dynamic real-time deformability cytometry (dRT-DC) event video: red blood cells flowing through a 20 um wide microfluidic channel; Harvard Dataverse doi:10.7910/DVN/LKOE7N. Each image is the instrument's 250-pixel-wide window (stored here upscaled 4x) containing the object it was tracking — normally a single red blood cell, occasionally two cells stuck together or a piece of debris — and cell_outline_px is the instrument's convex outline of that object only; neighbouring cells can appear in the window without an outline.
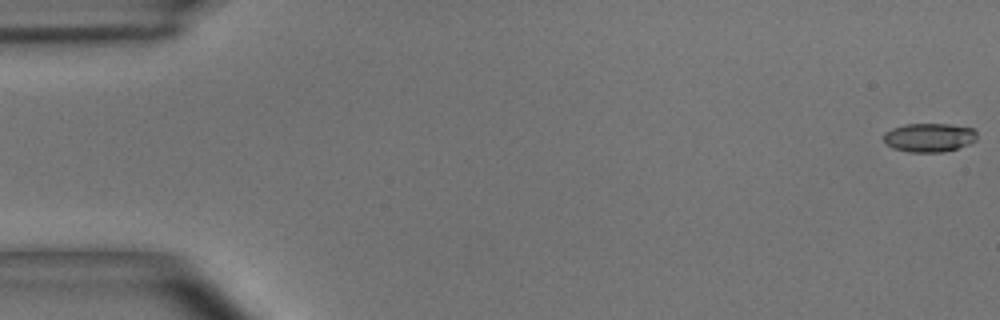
{"species": "common noctule bat (a hibernating species)", "species_latin": "Nyctalus noctula", "temperature_condition": "room temperature", "stored_images_in_passage": 48, "camera_frame_rate_fps": 3000, "um_per_image_px": 0.085, "animal": {"sex": "male", "body_mass_g": 15.6}, "frame": {"image": 1, "passage_image": 1, "time_ms": 0.0, "image_size_px": [1000, 320], "cell_outline_px": [[976, 140], [968, 144], [944, 152], [908, 152], [892, 148], [884, 140], [884, 132], [892, 128], [904, 124], [948, 124], [972, 128], [976, 132]], "centroid_in_image_um": [78.96, 11.69], "position_along_channel_um": 6.0, "area_um2": 15.61}}
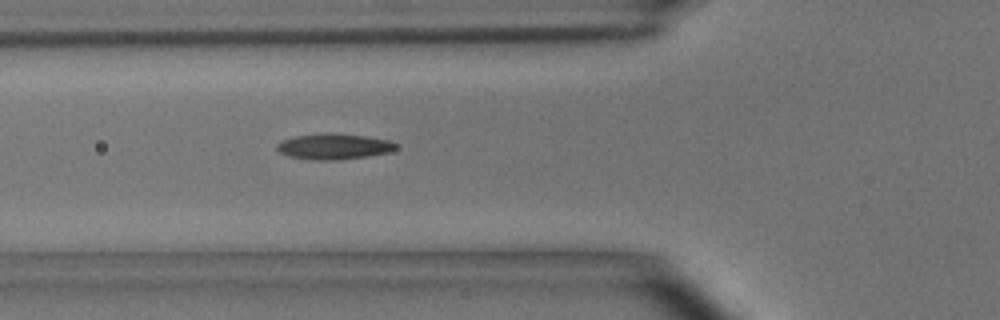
{"frame": {"image": 2, "passage_image": 20, "time_ms": 6.333, "image_size_px": [1000, 320], "cell_outline_px": [[396, 148], [388, 152], [368, 156], [340, 160], [312, 160], [288, 156], [280, 152], [276, 148], [276, 144], [280, 140], [296, 136], [364, 136], [388, 140], [396, 144]], "centroid_in_image_um": [28.34, 12.51], "position_along_channel_um": 97.5, "area_um2": 16.88}}
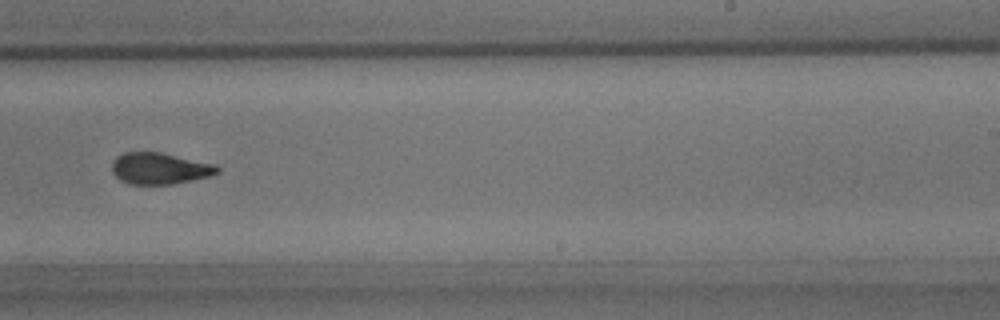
{"frame": {"image": 3, "passage_image": 34, "time_ms": 11.0, "image_size_px": [1000, 320], "cell_outline_px": [[220, 172], [208, 176], [192, 180], [172, 184], [132, 184], [120, 180], [112, 172], [112, 160], [116, 156], [124, 152], [160, 152], [216, 164], [220, 168]], "centroid_in_image_um": [13.57, 14.31], "position_along_channel_um": 275.4, "area_um2": 19.36}, "authors_computed_cell_mechanics": {"area_um2": 18.5827, "velocity_mm_per_s": 3.6757, "shape_relaxation_time_tau1_ms": 4.0006, "shape_relaxation_time_tau2_ms": 2.1642, "deformation_change_tau1": 0.1704, "deformation_change_tau2": 0.0915}}